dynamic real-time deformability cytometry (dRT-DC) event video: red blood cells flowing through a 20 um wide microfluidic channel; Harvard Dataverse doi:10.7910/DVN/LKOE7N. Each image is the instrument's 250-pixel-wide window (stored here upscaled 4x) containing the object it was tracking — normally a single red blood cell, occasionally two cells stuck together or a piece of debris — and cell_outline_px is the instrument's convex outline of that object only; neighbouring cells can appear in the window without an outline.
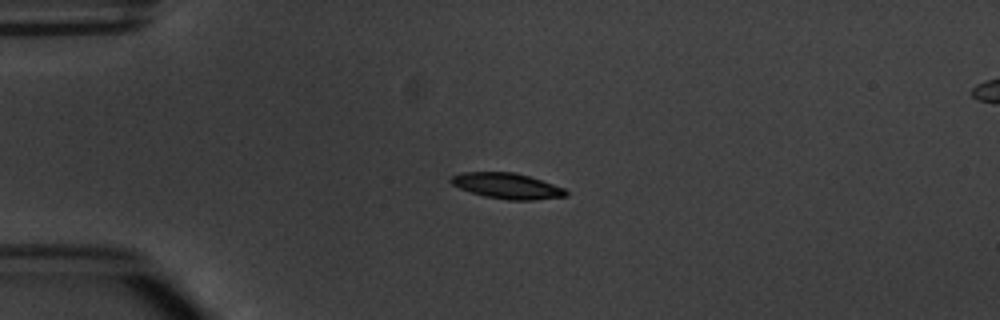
{"species": "common noctule bat (a hibernating species)", "species_latin": "Nyctalus noctula", "temperature_condition": "warm", "stored_images_in_passage": 4, "camera_frame_rate_fps": 3000, "um_per_image_px": 0.085, "animal": {"sex": "male", "body_mass_g": 20.1, "forearm_length_mm": 53.5}, "frame": {"image": 1, "passage_image": 3, "time_ms": 2.333, "image_size_px": [1000, 320], "cell_outline_px": [[568, 196], [532, 200], [508, 200], [484, 196], [460, 188], [452, 184], [448, 180], [452, 176], [460, 172], [516, 172], [564, 188], [568, 192]], "centroid_in_image_um": [43.08, 15.8], "position_along_channel_um": 41.9, "area_um2": 17.11}}